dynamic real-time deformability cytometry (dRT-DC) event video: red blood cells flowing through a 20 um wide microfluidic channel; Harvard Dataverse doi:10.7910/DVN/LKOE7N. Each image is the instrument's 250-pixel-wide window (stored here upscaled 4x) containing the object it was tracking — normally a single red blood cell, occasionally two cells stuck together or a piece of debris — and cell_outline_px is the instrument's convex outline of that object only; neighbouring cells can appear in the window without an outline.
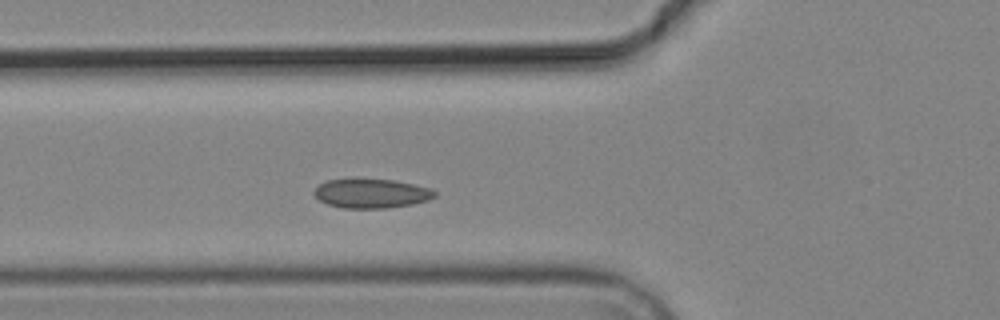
{"species": "common noctule bat (a hibernating species)", "species_latin": "Nyctalus noctula", "temperature_condition": "cold", "stored_images_in_passage": 3, "camera_frame_rate_fps": 3000, "um_per_image_px": 0.085, "animal": {"sex": "male", "body_mass_g": 19.2, "forearm_length_mm": 51.8}, "frame": {"image": 1, "passage_image": 3, "time_ms": 2.333, "image_size_px": [1000, 320], "cell_outline_px": [[436, 196], [428, 200], [412, 204], [388, 208], [344, 208], [328, 204], [320, 200], [312, 192], [324, 180], [392, 180], [432, 188], [436, 192]], "centroid_in_image_um": [31.59, 16.46], "position_along_channel_um": 94.2, "area_um2": 20.23}}